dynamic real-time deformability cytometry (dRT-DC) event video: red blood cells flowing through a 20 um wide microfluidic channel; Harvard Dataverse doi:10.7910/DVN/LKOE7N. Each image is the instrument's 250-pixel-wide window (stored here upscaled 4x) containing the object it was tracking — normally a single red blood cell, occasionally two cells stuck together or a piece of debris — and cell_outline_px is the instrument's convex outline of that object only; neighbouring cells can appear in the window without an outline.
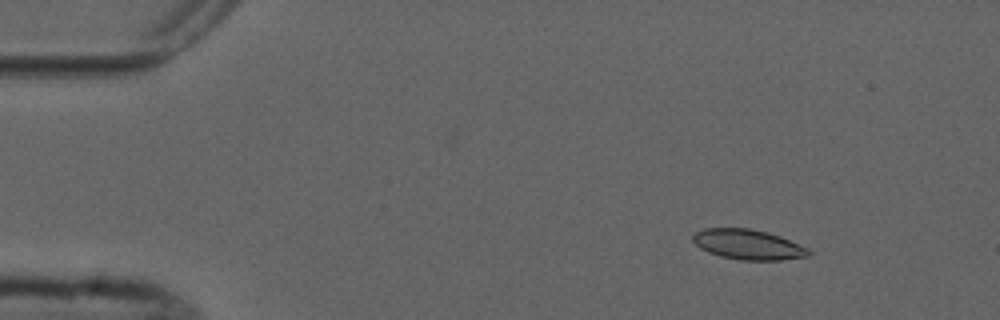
{"species": "common noctule bat (a hibernating species)", "species_latin": "Nyctalus noctula", "temperature_condition": "cold", "stored_images_in_passage": 6, "camera_frame_rate_fps": 3000, "um_per_image_px": 0.085, "animal": {"sex": "male", "forearm_length_mm": 52.5}, "frame": {"image": 1, "passage_image": 2, "time_ms": 1.333, "image_size_px": [1000, 320], "cell_outline_px": [[812, 252], [808, 256], [780, 260], [740, 260], [720, 256], [708, 252], [700, 248], [692, 240], [692, 236], [696, 232], [704, 228], [752, 228], [768, 232], [780, 236], [808, 248]], "centroid_in_image_um": [63.58, 20.78], "position_along_channel_um": 21.4, "area_um2": 20.35}}
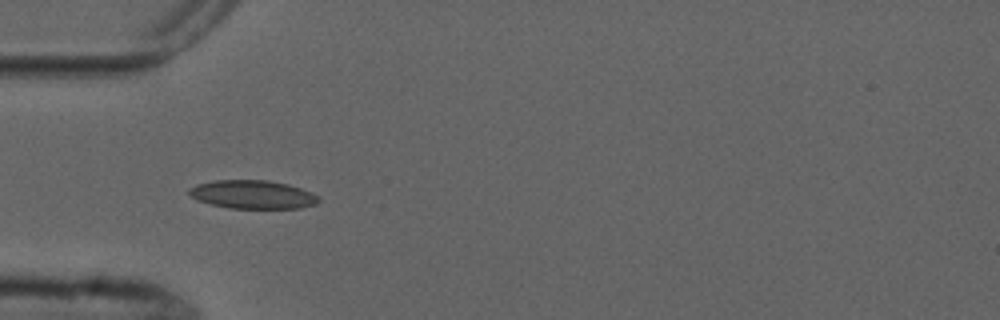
{"frame": {"image": 2, "passage_image": 5, "time_ms": 4.667, "image_size_px": [1000, 320], "cell_outline_px": [[320, 200], [316, 204], [300, 208], [228, 208], [196, 200], [188, 192], [188, 188], [196, 184], [216, 180], [268, 180], [288, 184], [312, 192], [320, 196]], "centroid_in_image_um": [21.49, 16.53], "position_along_channel_um": 63.5, "area_um2": 21.56}}
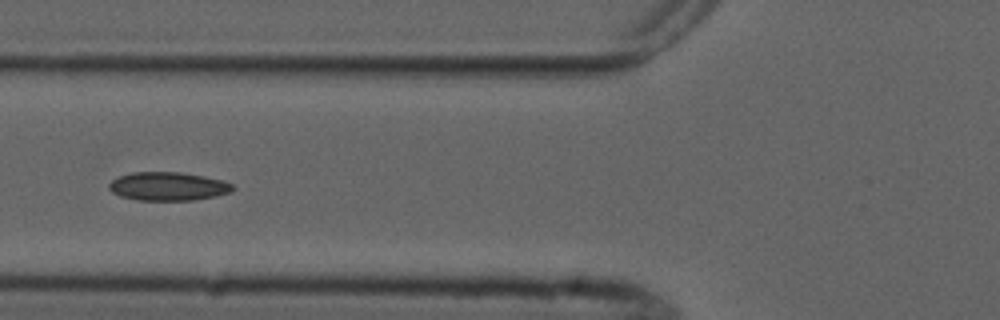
{"frame": {"image": 3, "passage_image": 6, "time_ms": 6.0, "image_size_px": [1000, 320], "cell_outline_px": [[236, 188], [232, 192], [216, 196], [192, 200], [140, 200], [120, 196], [112, 192], [108, 188], [108, 184], [116, 176], [132, 172], [180, 172], [204, 176], [224, 180], [232, 184]], "centroid_in_image_um": [14.29, 15.83], "position_along_channel_um": 111.5, "area_um2": 20.75}}